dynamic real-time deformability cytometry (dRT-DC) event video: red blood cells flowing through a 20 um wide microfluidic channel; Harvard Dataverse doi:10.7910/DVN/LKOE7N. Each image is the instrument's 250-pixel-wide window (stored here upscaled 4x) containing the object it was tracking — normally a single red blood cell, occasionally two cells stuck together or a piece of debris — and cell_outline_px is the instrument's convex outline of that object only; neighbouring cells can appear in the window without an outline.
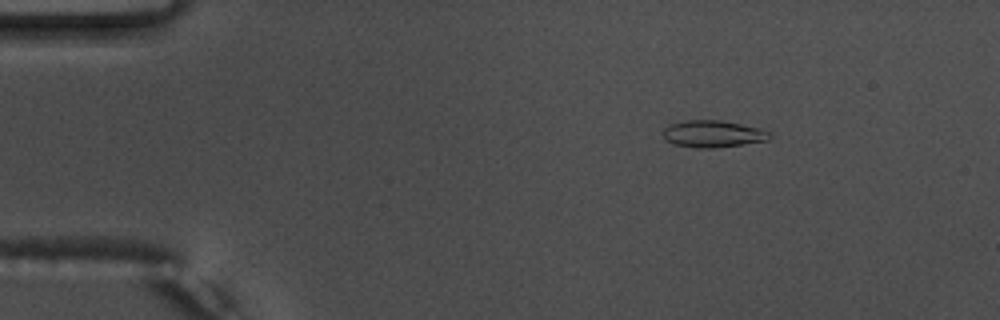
{"species": "common noctule bat (a hibernating species)", "species_latin": "Nyctalus noctula", "temperature_condition": "warm", "stored_images_in_passage": 55, "camera_frame_rate_fps": 3000, "um_per_image_px": 0.085, "animal": {"sex": "male", "body_mass_g": 17.5, "forearm_length_mm": 52.3}, "frame": {"image": 1, "passage_image": 9, "time_ms": 2.667, "image_size_px": [1000, 320], "cell_outline_px": [[772, 136], [768, 140], [744, 144], [712, 148], [700, 148], [676, 144], [664, 140], [664, 128], [672, 124], [688, 120], [720, 120], [760, 128], [768, 132]], "centroid_in_image_um": [60.62, 11.38], "position_along_channel_um": 24.4, "area_um2": 16.47}}
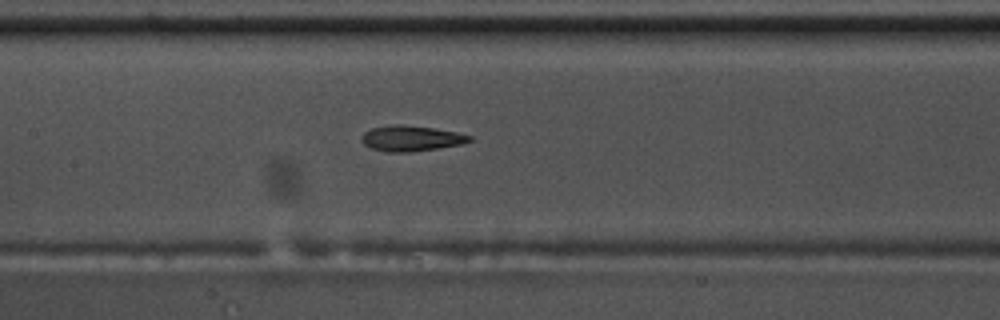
{"frame": {"image": 2, "passage_image": 27, "time_ms": 8.667, "image_size_px": [1000, 320], "cell_outline_px": [[472, 140], [460, 144], [440, 148], [408, 152], [388, 152], [372, 148], [364, 144], [364, 132], [372, 128], [392, 124], [400, 124], [432, 128], [456, 132], [472, 136]], "centroid_in_image_um": [34.97, 11.76], "position_along_channel_um": 172.4, "area_um2": 15.78}}
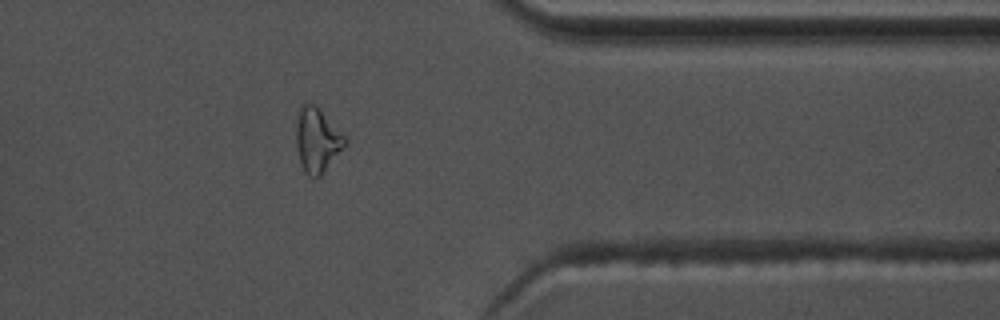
{"frame": {"image": 3, "passage_image": 45, "time_ms": 14.667, "image_size_px": [1000, 320], "cell_outline_px": [[348, 144], [324, 172], [316, 180], [308, 176], [304, 172], [296, 148], [296, 124], [300, 108], [304, 104], [316, 104], [348, 140]], "centroid_in_image_um": [26.97, 11.95], "position_along_channel_um": 384.4, "area_um2": 18.5}, "authors_computed_cell_mechanics": {"area_um2": 16.473, "velocity_mm_per_s": 3.7389, "shape_relaxation_time_tau1_ms": null, "shape_relaxation_time_tau2_ms": 4.2621, "deformation_change_tau1": null, "deformation_change_tau2": 0.1477}}